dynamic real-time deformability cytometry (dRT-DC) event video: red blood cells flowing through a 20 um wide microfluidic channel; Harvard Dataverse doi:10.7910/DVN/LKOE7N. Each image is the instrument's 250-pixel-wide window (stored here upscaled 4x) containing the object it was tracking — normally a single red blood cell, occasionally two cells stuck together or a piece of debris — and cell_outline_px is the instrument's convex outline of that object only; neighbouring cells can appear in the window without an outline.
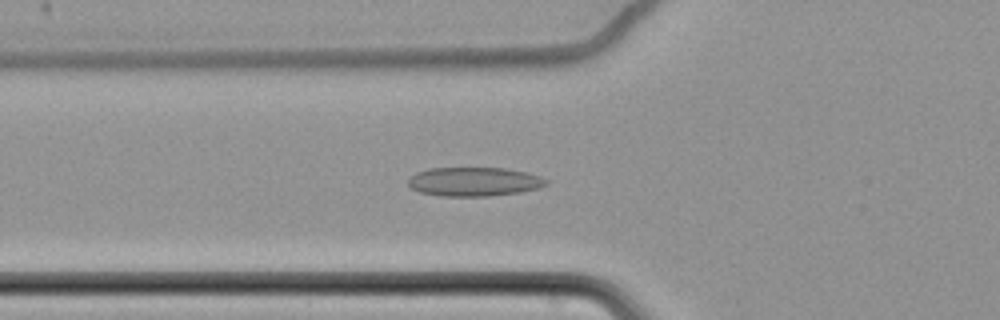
{"species": "common noctule bat (a hibernating species)", "species_latin": "Nyctalus noctula", "temperature_condition": "cold", "stored_images_in_passage": 60, "camera_frame_rate_fps": 3000, "um_per_image_px": 0.085, "animal": {"sex": "female", "body_mass_g": 22.7, "forearm_length_mm": 54.2}, "frame": {"image": 1, "passage_image": 22, "time_ms": 7.0, "image_size_px": [1000, 320], "cell_outline_px": [[548, 184], [540, 188], [520, 192], [488, 196], [444, 196], [420, 192], [412, 188], [408, 184], [408, 180], [416, 172], [428, 168], [504, 168], [524, 172], [540, 176], [548, 180]], "centroid_in_image_um": [40.31, 15.44], "position_along_channel_um": 85.5, "area_um2": 23.24}}
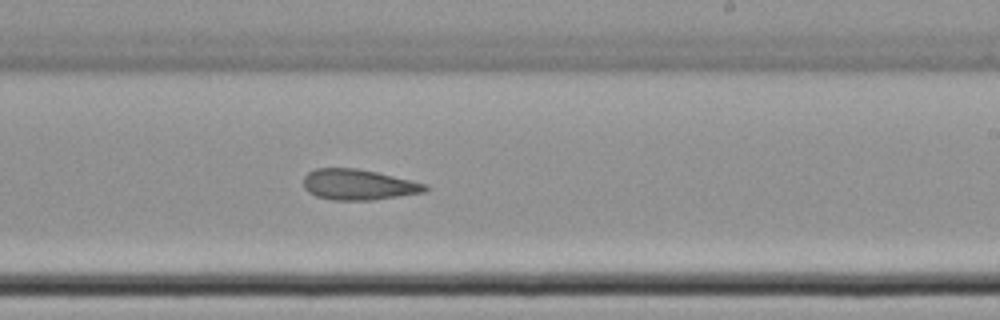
{"frame": {"image": 2, "passage_image": 37, "time_ms": 12.0, "image_size_px": [1000, 320], "cell_outline_px": [[428, 188], [424, 192], [372, 200], [332, 200], [316, 196], [308, 192], [304, 188], [304, 176], [308, 172], [316, 168], [356, 168], [376, 172], [428, 184]], "centroid_in_image_um": [30.44, 15.69], "position_along_channel_um": 258.6, "area_um2": 21.68}}
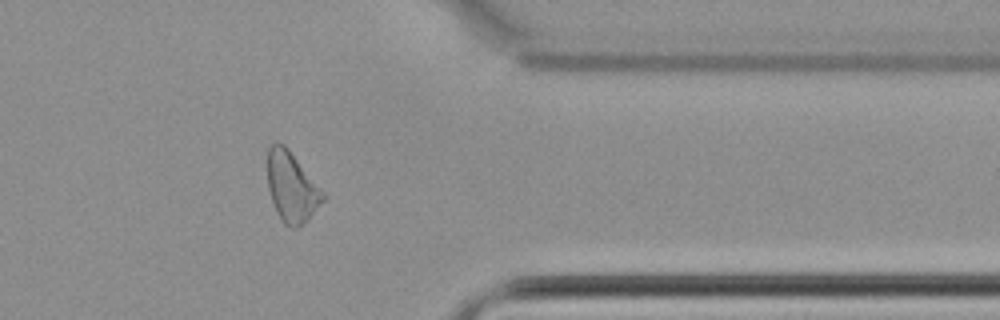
{"frame": {"image": 3, "passage_image": 49, "time_ms": 16.0, "image_size_px": [1000, 320], "cell_outline_px": [[328, 196], [308, 220], [304, 224], [296, 228], [284, 224], [280, 220], [276, 212], [268, 188], [268, 148], [276, 140], [284, 144], [288, 148]], "centroid_in_image_um": [24.81, 15.9], "position_along_channel_um": 386.6, "area_um2": 22.89}, "authors_computed_cell_mechanics": {"area_um2": 23.3223, "velocity_mm_per_s": 3.4679, "shape_relaxation_time_tau1_ms": null, "shape_relaxation_time_tau2_ms": 5.856, "deformation_change_tau1": null, "deformation_change_tau2": 0.1271}}